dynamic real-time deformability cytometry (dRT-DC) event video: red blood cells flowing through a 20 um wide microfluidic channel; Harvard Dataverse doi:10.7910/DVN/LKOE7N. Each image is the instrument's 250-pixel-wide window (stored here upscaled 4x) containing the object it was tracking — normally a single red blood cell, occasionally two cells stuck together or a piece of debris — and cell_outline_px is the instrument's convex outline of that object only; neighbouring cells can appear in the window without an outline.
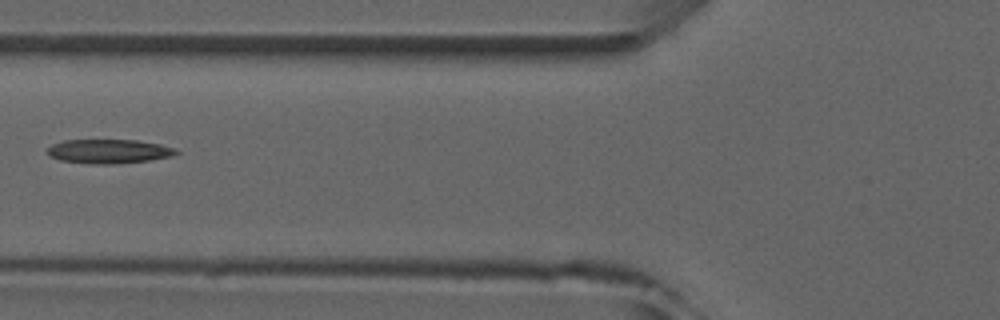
{"species": "common noctule bat (a hibernating species)", "species_latin": "Nyctalus noctula", "temperature_condition": "room temperature", "stored_images_in_passage": 6, "camera_frame_rate_fps": 3000, "um_per_image_px": 0.085, "animal": {"sex": "male", "forearm_length_mm": 52.5}, "frame": {"image": 1, "passage_image": 6, "time_ms": 5.667, "image_size_px": [1000, 320], "cell_outline_px": [[180, 152], [172, 156], [148, 160], [112, 164], [92, 164], [60, 160], [48, 156], [48, 148], [52, 144], [64, 140], [136, 140], [160, 144], [176, 148]], "centroid_in_image_um": [9.25, 12.86], "position_along_channel_um": 116.6, "area_um2": 18.09}}